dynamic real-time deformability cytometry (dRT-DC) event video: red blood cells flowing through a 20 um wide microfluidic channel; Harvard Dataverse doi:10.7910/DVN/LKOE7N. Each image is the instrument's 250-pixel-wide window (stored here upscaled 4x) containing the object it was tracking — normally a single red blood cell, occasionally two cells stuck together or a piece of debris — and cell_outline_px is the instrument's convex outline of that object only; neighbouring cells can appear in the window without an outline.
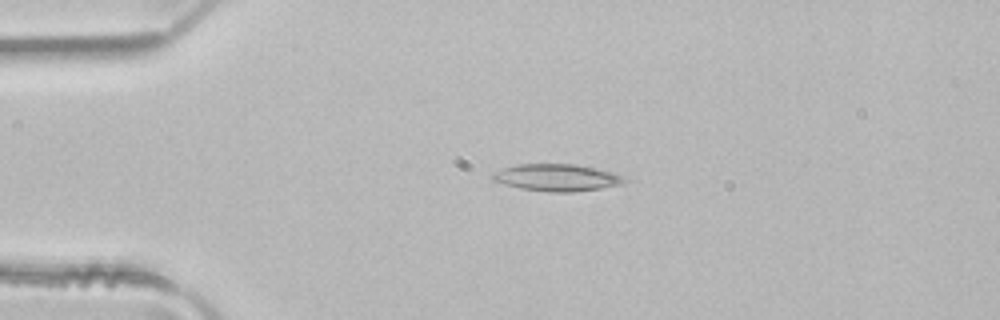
{"species": "common noctule bat (a hibernating species)", "species_latin": "Nyctalus noctula", "temperature_condition": "room temperature", "stored_images_in_passage": 3, "camera_frame_rate_fps": 3000, "um_per_image_px": 0.085, "animal": {"sex": "male", "body_mass_g": 21.5, "forearm_length_mm": 52.0}, "frame": {"image": 1, "passage_image": 1, "time_ms": 0.0, "image_size_px": [1000, 320], "cell_outline_px": [[628, 180], [620, 184], [600, 188], [572, 192], [548, 192], [520, 188], [504, 184], [492, 180], [492, 176], [496, 172], [504, 168], [520, 164], [576, 164], [612, 172]], "centroid_in_image_um": [47.32, 15.1], "position_along_channel_um": 37.7, "area_um2": 20.4}}
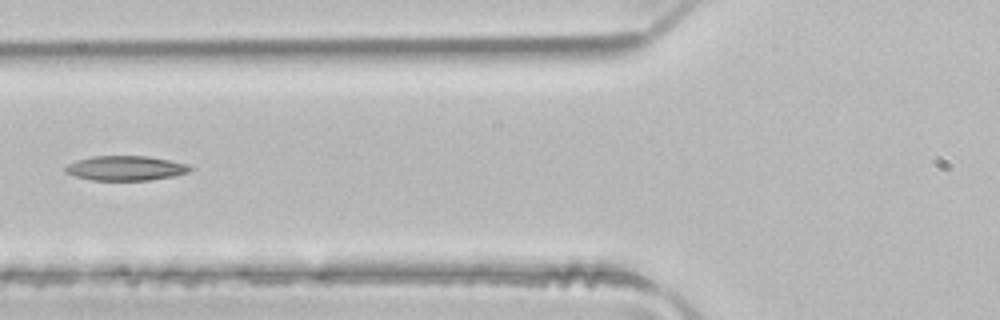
{"frame": {"image": 2, "passage_image": 3, "time_ms": 0.667, "image_size_px": [1000, 320], "cell_outline_px": [[196, 168], [188, 172], [172, 176], [148, 180], [92, 180], [76, 176], [64, 172], [64, 168], [68, 164], [76, 160], [92, 156], [148, 156], [188, 164]], "centroid_in_image_um": [10.68, 14.29], "position_along_channel_um": 115.1, "area_um2": 17.92}}